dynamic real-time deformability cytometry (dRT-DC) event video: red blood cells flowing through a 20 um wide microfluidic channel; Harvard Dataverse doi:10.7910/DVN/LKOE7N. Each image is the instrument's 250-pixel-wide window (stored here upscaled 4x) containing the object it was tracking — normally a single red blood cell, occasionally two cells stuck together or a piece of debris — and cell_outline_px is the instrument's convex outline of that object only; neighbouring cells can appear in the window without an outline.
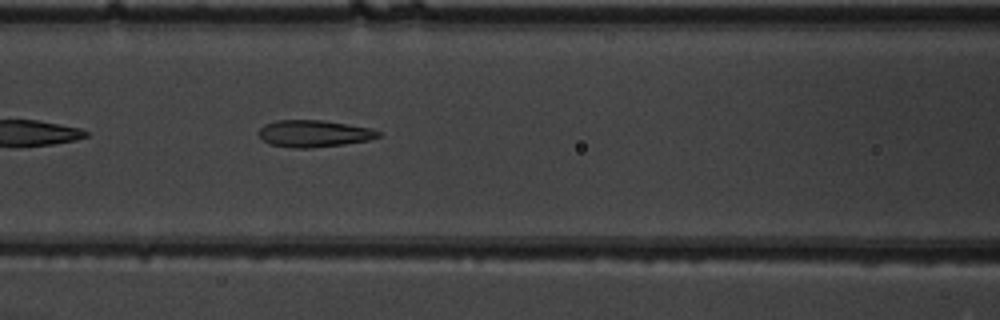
{"species": "common noctule bat (a hibernating species)", "species_latin": "Nyctalus noctula", "temperature_condition": "warm", "stored_images_in_passage": 37, "camera_frame_rate_fps": 3000, "um_per_image_px": 0.085, "animal": {"sex": "male", "body_mass_g": 19.5, "forearm_length_mm": 54.6}, "frame": {"image": 1, "passage_image": 11, "time_ms": 3.333, "image_size_px": [1000, 320], "cell_outline_px": [[380, 136], [368, 140], [344, 144], [312, 148], [292, 148], [268, 144], [260, 136], [260, 128], [264, 124], [276, 120], [324, 120], [372, 128], [380, 132]], "centroid_in_image_um": [26.68, 11.35], "position_along_channel_um": 139.9, "area_um2": 18.79}}
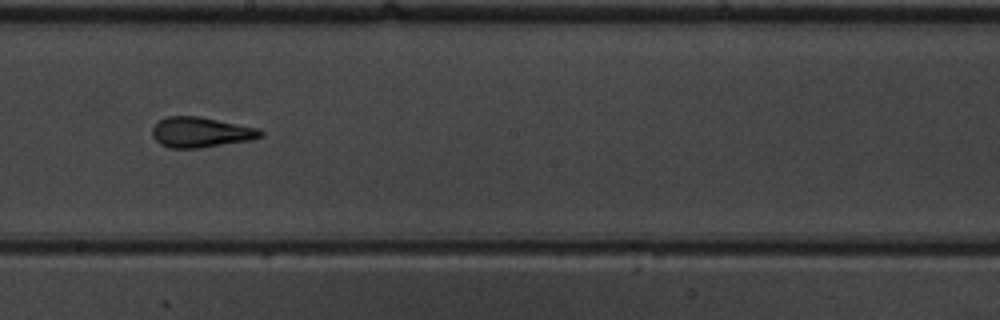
{"frame": {"image": 2, "passage_image": 18, "time_ms": 5.667, "image_size_px": [1000, 320], "cell_outline_px": [[264, 136], [252, 140], [200, 148], [172, 148], [160, 144], [152, 136], [152, 128], [160, 120], [168, 116], [200, 116], [260, 128], [264, 132]], "centroid_in_image_um": [17.12, 11.24], "position_along_channel_um": 231.1, "area_um2": 19.31}}
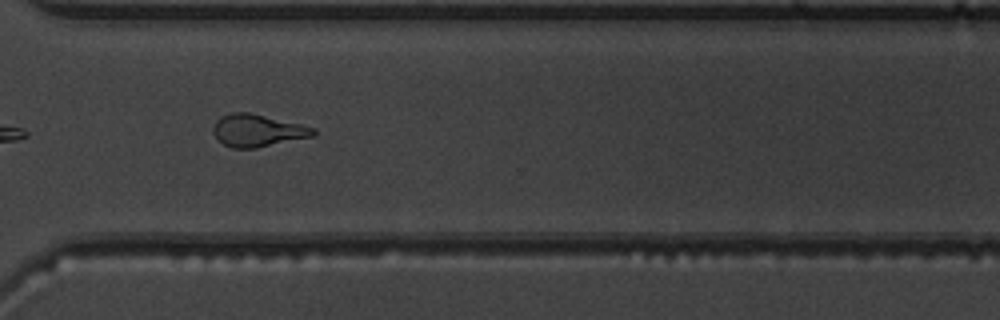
{"frame": {"image": 3, "passage_image": 27, "time_ms": 8.667, "image_size_px": [1000, 320], "cell_outline_px": [[316, 136], [256, 148], [232, 148], [224, 144], [212, 132], [212, 128], [216, 120], [232, 112], [252, 112], [316, 128]], "centroid_in_image_um": [21.93, 11.09], "position_along_channel_um": 348.7, "area_um2": 18.96}, "authors_computed_cell_mechanics": {"area_um2": 19.1318, "velocity_mm_per_s": 3.9232, "shape_relaxation_time_tau1_ms": 5.36, "shape_relaxation_time_tau2_ms": 1.5279, "deformation_change_tau1": 0.2069, "deformation_change_tau2": 0.0914}}